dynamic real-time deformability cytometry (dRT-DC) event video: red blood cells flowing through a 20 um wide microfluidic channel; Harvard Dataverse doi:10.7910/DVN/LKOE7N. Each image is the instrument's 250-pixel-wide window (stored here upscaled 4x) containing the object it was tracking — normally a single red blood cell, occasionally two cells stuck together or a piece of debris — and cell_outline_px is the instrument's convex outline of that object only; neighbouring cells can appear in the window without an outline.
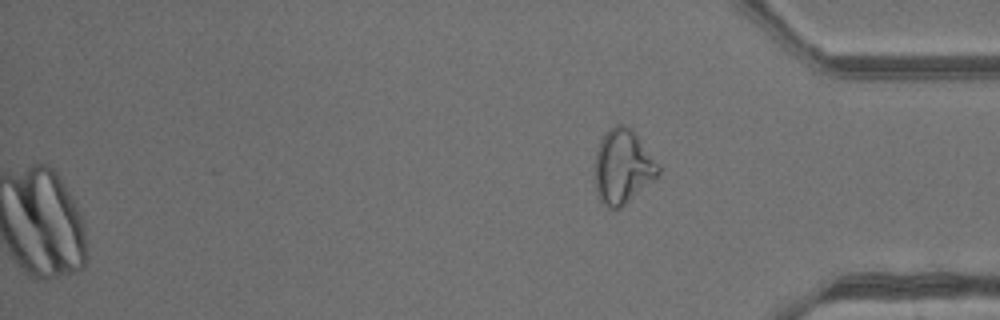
{"species": "common noctule bat (a hibernating species)", "species_latin": "Nyctalus noctula", "temperature_condition": "warm", "stored_images_in_passage": 44, "camera_frame_rate_fps": 3000, "um_per_image_px": 0.085, "animal": {"sex": "male", "body_mass_g": 13.3}, "frame": {"image": 1, "passage_image": 44, "time_ms": 14.333, "image_size_px": [1000, 320], "cell_outline_px": [[660, 176], [620, 208], [608, 208], [600, 200], [596, 188], [596, 152], [600, 140], [604, 132], [608, 128], [616, 124], [628, 124], [632, 128], [660, 168]], "centroid_in_image_um": [52.94, 14.14], "position_along_channel_um": 382.3, "area_um2": 27.4}}